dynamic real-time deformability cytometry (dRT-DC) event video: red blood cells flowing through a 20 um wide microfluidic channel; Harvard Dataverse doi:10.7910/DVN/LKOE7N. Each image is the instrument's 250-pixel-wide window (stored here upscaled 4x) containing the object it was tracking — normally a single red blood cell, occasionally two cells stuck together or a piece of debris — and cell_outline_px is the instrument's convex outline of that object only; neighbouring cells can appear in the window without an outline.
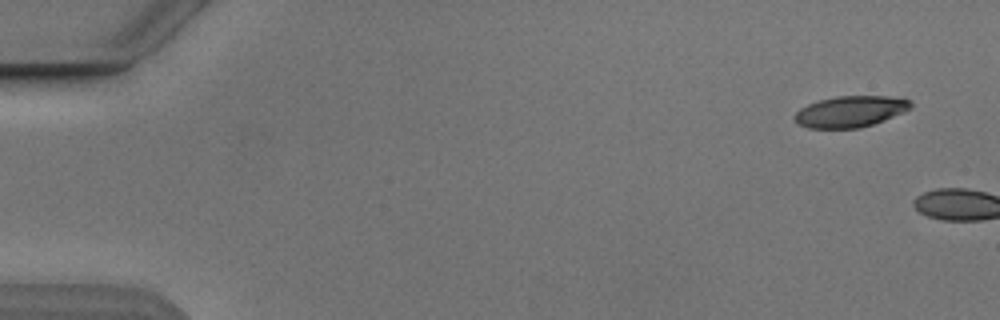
{"species": "Egyptian fruit bat (a non-hibernating species)", "species_latin": "Rousettus aegyptiacus", "temperature_condition": "cold", "stored_images_in_passage": 5, "segment_of_instrument_passage": [2, 2], "camera_frame_rate_fps": 3000, "um_per_image_px": 0.085, "animal": {"sex": "male"}, "frame": {"image": 1, "passage_image": 5, "time_ms": 5.667, "image_size_px": [1000, 320], "cell_outline_px": [[912, 108], [904, 112], [884, 120], [872, 124], [856, 128], [808, 128], [796, 124], [792, 116], [800, 108], [808, 104], [820, 100], [836, 96], [904, 96], [912, 100]], "centroid_in_image_um": [72.31, 9.46], "position_along_channel_um": 12.7, "area_um2": 21.44}}